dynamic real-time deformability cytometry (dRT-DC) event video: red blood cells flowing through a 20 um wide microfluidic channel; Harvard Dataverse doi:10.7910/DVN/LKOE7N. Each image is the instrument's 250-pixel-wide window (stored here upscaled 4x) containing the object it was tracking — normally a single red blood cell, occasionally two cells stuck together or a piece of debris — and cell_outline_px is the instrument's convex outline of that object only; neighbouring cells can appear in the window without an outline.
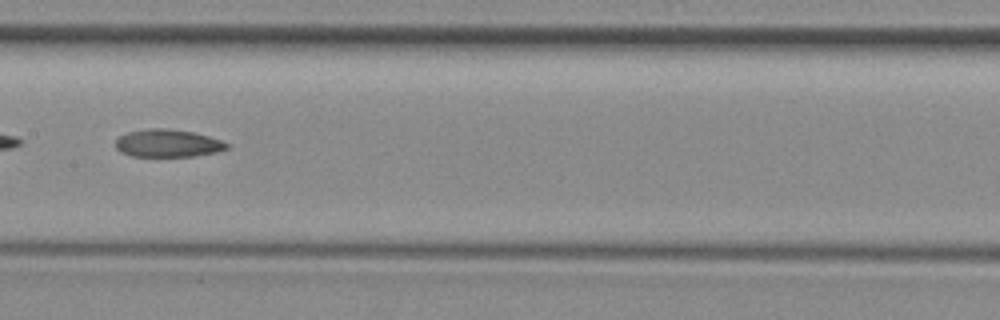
{"species": "common noctule bat (a hibernating species)", "species_latin": "Nyctalus noctula", "temperature_condition": "room temperature", "stored_images_in_passage": 32, "camera_frame_rate_fps": 3000, "um_per_image_px": 0.085, "animal": {"sex": "female", "body_mass_g": 29.2, "forearm_length_mm": 56.3}, "frame": {"image": 1, "passage_image": 14, "time_ms": 4.333, "image_size_px": [1000, 320], "cell_outline_px": [[228, 148], [216, 152], [192, 156], [132, 156], [120, 152], [116, 148], [116, 140], [120, 136], [128, 132], [148, 128], [168, 128], [192, 132], [208, 136], [220, 140], [228, 144]], "centroid_in_image_um": [14.23, 12.17], "position_along_channel_um": 193.2, "area_um2": 17.8}}
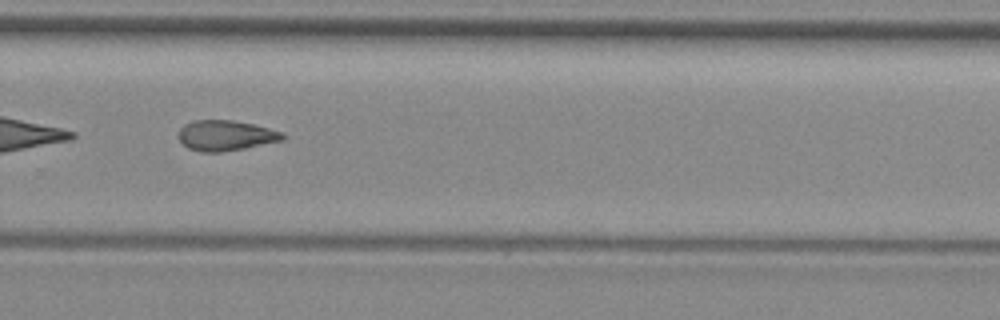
{"frame": {"image": 2, "passage_image": 23, "time_ms": 7.333, "image_size_px": [1000, 320], "cell_outline_px": [[284, 140], [244, 148], [220, 152], [200, 152], [188, 148], [180, 140], [180, 128], [184, 124], [192, 120], [232, 120], [252, 124], [284, 132]], "centroid_in_image_um": [19.19, 11.51], "position_along_channel_um": 310.6, "area_um2": 18.32}, "authors_computed_cell_mechanics": {"area_um2": 18.4093, "velocity_mm_per_s": 3.933, "shape_relaxation_time_tau1_ms": null, "shape_relaxation_time_tau2_ms": 9.7112, "deformation_change_tau1": null, "deformation_change_tau2": 0.1582}}